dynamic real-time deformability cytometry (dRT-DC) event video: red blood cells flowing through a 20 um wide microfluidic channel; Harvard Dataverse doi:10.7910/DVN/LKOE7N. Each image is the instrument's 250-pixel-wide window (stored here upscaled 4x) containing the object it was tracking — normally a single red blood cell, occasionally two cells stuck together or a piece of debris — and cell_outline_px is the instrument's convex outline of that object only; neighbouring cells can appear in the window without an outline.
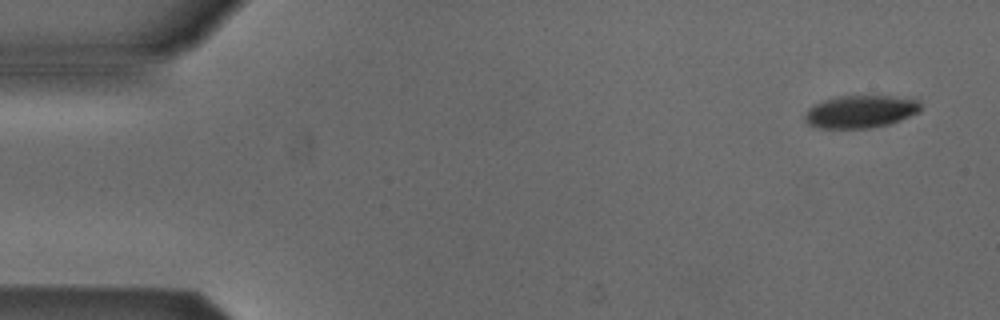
{"species": "Egyptian fruit bat (a non-hibernating species)", "species_latin": "Rousettus aegyptiacus", "temperature_condition": "cold", "stored_images_in_passage": 4, "camera_frame_rate_fps": 3000, "um_per_image_px": 0.085, "animal": {"sex": "male"}, "frame": {"image": 1, "passage_image": 1, "time_ms": 0.0, "image_size_px": [1000, 320], "cell_outline_px": [[920, 112], [900, 120], [888, 124], [868, 128], [820, 128], [808, 124], [804, 120], [804, 112], [812, 104], [836, 96], [888, 96], [916, 100], [920, 104]], "centroid_in_image_um": [73.08, 9.49], "position_along_channel_um": 11.9, "area_um2": 21.96}}
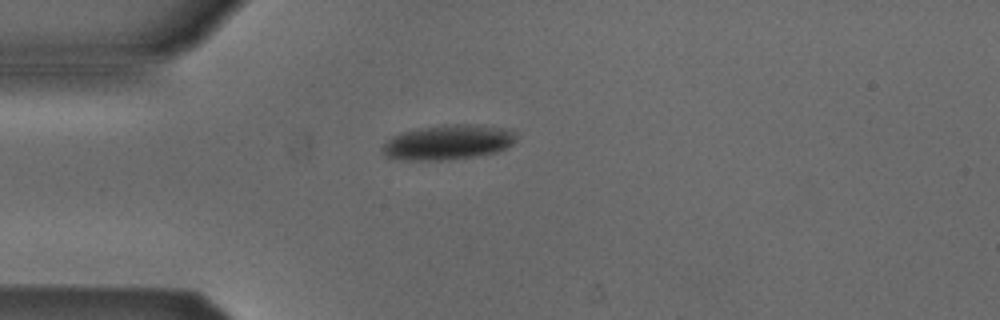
{"frame": {"image": 2, "passage_image": 4, "time_ms": 3.667, "image_size_px": [1000, 320], "cell_outline_px": [[516, 140], [512, 144], [496, 152], [448, 160], [408, 160], [388, 156], [384, 152], [384, 144], [392, 136], [400, 132], [420, 128], [448, 124], [476, 124], [512, 128], [516, 132]], "centroid_in_image_um": [38.16, 12.06], "position_along_channel_um": 46.8, "area_um2": 27.11}}